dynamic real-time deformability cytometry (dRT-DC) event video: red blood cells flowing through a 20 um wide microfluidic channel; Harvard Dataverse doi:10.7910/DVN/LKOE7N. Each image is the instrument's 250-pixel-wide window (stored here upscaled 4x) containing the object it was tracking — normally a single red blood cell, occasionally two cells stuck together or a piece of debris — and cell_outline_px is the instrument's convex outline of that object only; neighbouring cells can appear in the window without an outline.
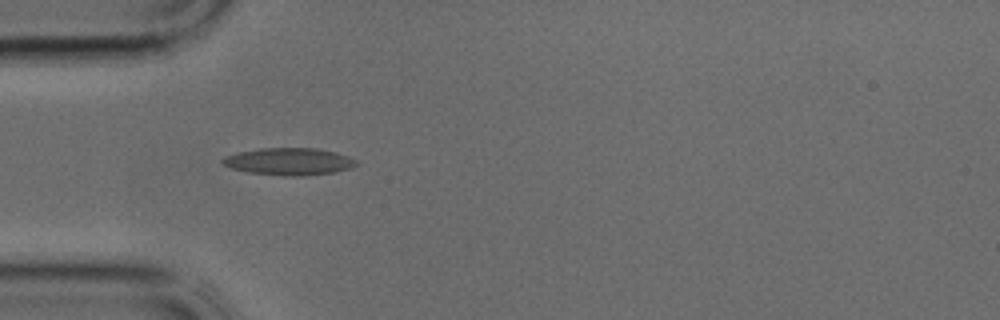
{"species": "common noctule bat (a hibernating species)", "species_latin": "Nyctalus noctula", "temperature_condition": "cold", "stored_images_in_passage": 26, "camera_frame_rate_fps": 3000, "um_per_image_px": 0.085, "animal": {"sex": "male", "body_mass_g": 17.9, "forearm_length_mm": 54.2}, "frame": {"image": 1, "passage_image": 1, "time_ms": 0.0, "image_size_px": [1000, 320], "cell_outline_px": [[360, 164], [352, 168], [336, 172], [304, 176], [284, 176], [248, 172], [232, 168], [224, 164], [220, 160], [224, 156], [236, 152], [260, 148], [316, 148], [336, 152], [348, 156], [356, 160]], "centroid_in_image_um": [24.6, 13.73], "position_along_channel_um": 60.4, "area_um2": 21.44}}
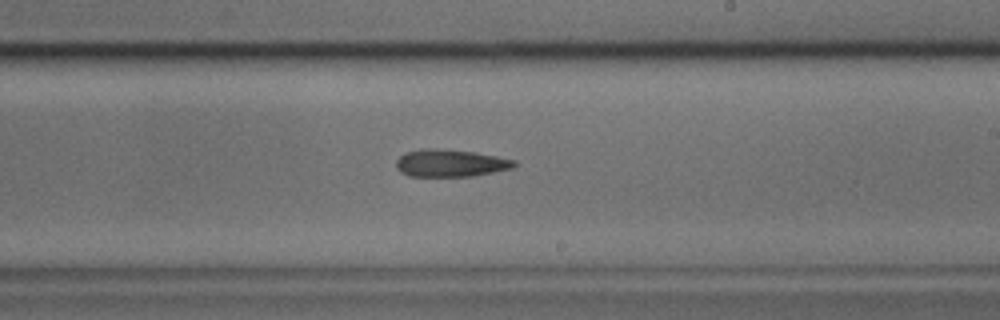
{"frame": {"image": 2, "passage_image": 12, "time_ms": 3.667, "image_size_px": [1000, 320], "cell_outline_px": [[520, 164], [512, 168], [472, 176], [408, 176], [400, 172], [396, 168], [396, 160], [404, 152], [424, 148], [436, 148], [476, 152], [516, 160]], "centroid_in_image_um": [38.28, 13.85], "position_along_channel_um": 250.7, "area_um2": 19.02}}
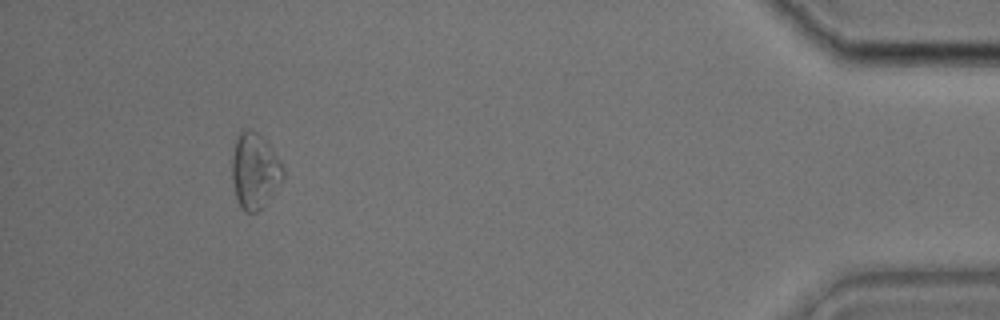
{"frame": {"image": 3, "passage_image": 25, "time_ms": 8.0, "image_size_px": [1000, 320], "cell_outline_px": [[284, 176], [260, 208], [256, 212], [244, 212], [240, 208], [236, 196], [232, 180], [232, 156], [236, 140], [240, 132], [244, 128], [248, 128], [256, 132], [268, 144], [280, 160], [284, 172]], "centroid_in_image_um": [21.61, 14.5], "position_along_channel_um": 413.6, "area_um2": 21.96}}